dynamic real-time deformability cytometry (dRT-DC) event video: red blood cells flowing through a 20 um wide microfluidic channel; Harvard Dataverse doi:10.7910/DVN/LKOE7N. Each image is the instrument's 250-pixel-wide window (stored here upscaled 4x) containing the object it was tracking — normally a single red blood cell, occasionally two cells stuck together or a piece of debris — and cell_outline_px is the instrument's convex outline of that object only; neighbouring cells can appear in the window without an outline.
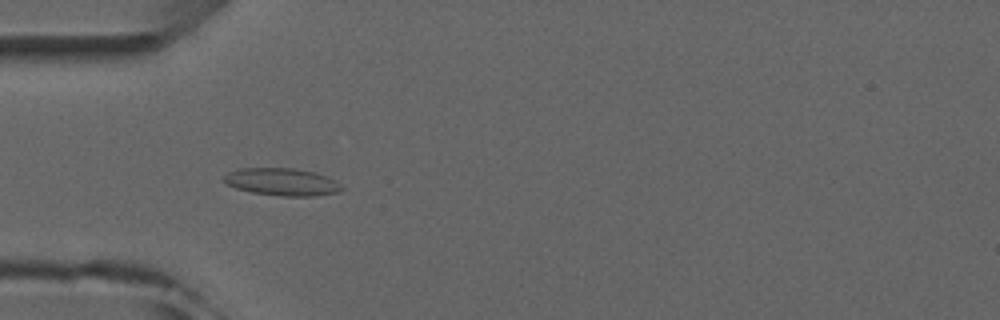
{"species": "common noctule bat (a hibernating species)", "species_latin": "Nyctalus noctula", "temperature_condition": "room temperature", "stored_images_in_passage": 4, "camera_frame_rate_fps": 3000, "um_per_image_px": 0.085, "animal": {"sex": "male", "forearm_length_mm": 52.5}, "frame": {"image": 1, "passage_image": 3, "time_ms": 2.333, "image_size_px": [1000, 320], "cell_outline_px": [[344, 188], [340, 192], [312, 196], [280, 196], [252, 192], [236, 188], [228, 184], [224, 180], [224, 176], [228, 172], [236, 168], [292, 168], [316, 172], [328, 176], [336, 180]], "centroid_in_image_um": [24.01, 15.45], "position_along_channel_um": 61.0, "area_um2": 18.96}}
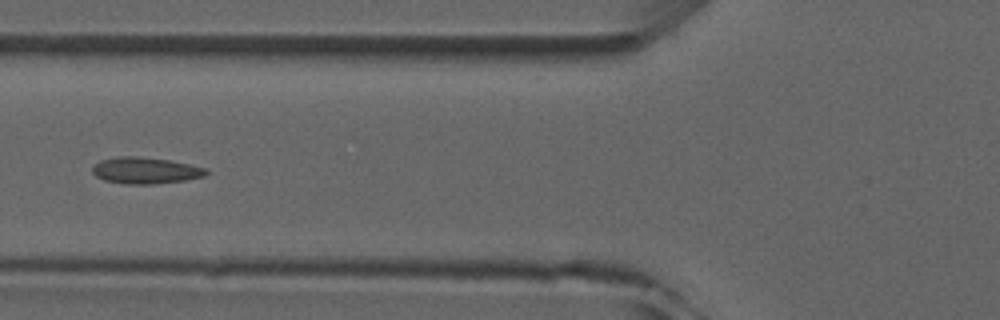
{"frame": {"image": 2, "passage_image": 4, "time_ms": 3.667, "image_size_px": [1000, 320], "cell_outline_px": [[208, 172], [204, 176], [184, 180], [152, 184], [128, 184], [104, 180], [96, 176], [92, 172], [92, 168], [100, 160], [116, 156], [136, 156], [168, 160], [208, 168]], "centroid_in_image_um": [12.35, 14.48], "position_along_channel_um": 113.5, "area_um2": 17.4}}